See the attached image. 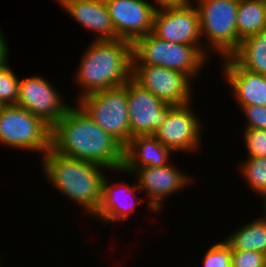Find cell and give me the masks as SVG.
<instances>
[{
  "label": "cell",
  "mask_w": 266,
  "mask_h": 267,
  "mask_svg": "<svg viewBox=\"0 0 266 267\" xmlns=\"http://www.w3.org/2000/svg\"><path fill=\"white\" fill-rule=\"evenodd\" d=\"M236 29L241 41L266 31V0H239Z\"/></svg>",
  "instance_id": "21"
},
{
  "label": "cell",
  "mask_w": 266,
  "mask_h": 267,
  "mask_svg": "<svg viewBox=\"0 0 266 267\" xmlns=\"http://www.w3.org/2000/svg\"><path fill=\"white\" fill-rule=\"evenodd\" d=\"M19 81L9 62L0 67V102L4 106L18 104Z\"/></svg>",
  "instance_id": "23"
},
{
  "label": "cell",
  "mask_w": 266,
  "mask_h": 267,
  "mask_svg": "<svg viewBox=\"0 0 266 267\" xmlns=\"http://www.w3.org/2000/svg\"><path fill=\"white\" fill-rule=\"evenodd\" d=\"M108 177L106 173L102 180L100 206L90 219L99 220V223L113 228L111 225L116 224L117 226L119 222L124 225L125 220L128 221L133 216L132 214L136 211L137 205H142V201L146 202V199L140 196L141 191L136 180H133L135 182L130 184L124 180H121V182H117V180L110 181L111 178Z\"/></svg>",
  "instance_id": "14"
},
{
  "label": "cell",
  "mask_w": 266,
  "mask_h": 267,
  "mask_svg": "<svg viewBox=\"0 0 266 267\" xmlns=\"http://www.w3.org/2000/svg\"><path fill=\"white\" fill-rule=\"evenodd\" d=\"M3 107H4V105L0 102V113H1V111L3 109Z\"/></svg>",
  "instance_id": "32"
},
{
  "label": "cell",
  "mask_w": 266,
  "mask_h": 267,
  "mask_svg": "<svg viewBox=\"0 0 266 267\" xmlns=\"http://www.w3.org/2000/svg\"><path fill=\"white\" fill-rule=\"evenodd\" d=\"M191 1L199 13L203 50L218 60L231 56L241 44L236 29L239 0Z\"/></svg>",
  "instance_id": "5"
},
{
  "label": "cell",
  "mask_w": 266,
  "mask_h": 267,
  "mask_svg": "<svg viewBox=\"0 0 266 267\" xmlns=\"http://www.w3.org/2000/svg\"><path fill=\"white\" fill-rule=\"evenodd\" d=\"M219 60L237 106H266V76L243 69L231 56Z\"/></svg>",
  "instance_id": "16"
},
{
  "label": "cell",
  "mask_w": 266,
  "mask_h": 267,
  "mask_svg": "<svg viewBox=\"0 0 266 267\" xmlns=\"http://www.w3.org/2000/svg\"><path fill=\"white\" fill-rule=\"evenodd\" d=\"M0 146L36 152L41 158L52 147V128L18 105L4 106L0 113Z\"/></svg>",
  "instance_id": "6"
},
{
  "label": "cell",
  "mask_w": 266,
  "mask_h": 267,
  "mask_svg": "<svg viewBox=\"0 0 266 267\" xmlns=\"http://www.w3.org/2000/svg\"><path fill=\"white\" fill-rule=\"evenodd\" d=\"M132 79L167 104L195 101V82L180 71L154 65L132 66Z\"/></svg>",
  "instance_id": "11"
},
{
  "label": "cell",
  "mask_w": 266,
  "mask_h": 267,
  "mask_svg": "<svg viewBox=\"0 0 266 267\" xmlns=\"http://www.w3.org/2000/svg\"><path fill=\"white\" fill-rule=\"evenodd\" d=\"M231 266L232 267H265L266 255L251 250H232L231 249Z\"/></svg>",
  "instance_id": "26"
},
{
  "label": "cell",
  "mask_w": 266,
  "mask_h": 267,
  "mask_svg": "<svg viewBox=\"0 0 266 267\" xmlns=\"http://www.w3.org/2000/svg\"><path fill=\"white\" fill-rule=\"evenodd\" d=\"M152 34L171 43L203 45L199 13L194 3L156 10Z\"/></svg>",
  "instance_id": "13"
},
{
  "label": "cell",
  "mask_w": 266,
  "mask_h": 267,
  "mask_svg": "<svg viewBox=\"0 0 266 267\" xmlns=\"http://www.w3.org/2000/svg\"><path fill=\"white\" fill-rule=\"evenodd\" d=\"M245 119L243 129L266 130V106H237Z\"/></svg>",
  "instance_id": "27"
},
{
  "label": "cell",
  "mask_w": 266,
  "mask_h": 267,
  "mask_svg": "<svg viewBox=\"0 0 266 267\" xmlns=\"http://www.w3.org/2000/svg\"><path fill=\"white\" fill-rule=\"evenodd\" d=\"M208 247L202 258V267H232L231 245L223 238Z\"/></svg>",
  "instance_id": "24"
},
{
  "label": "cell",
  "mask_w": 266,
  "mask_h": 267,
  "mask_svg": "<svg viewBox=\"0 0 266 267\" xmlns=\"http://www.w3.org/2000/svg\"><path fill=\"white\" fill-rule=\"evenodd\" d=\"M243 146L245 157H266V130L244 129Z\"/></svg>",
  "instance_id": "25"
},
{
  "label": "cell",
  "mask_w": 266,
  "mask_h": 267,
  "mask_svg": "<svg viewBox=\"0 0 266 267\" xmlns=\"http://www.w3.org/2000/svg\"><path fill=\"white\" fill-rule=\"evenodd\" d=\"M82 51L72 75V84L80 90L77 100L97 91L122 86L132 78V42L90 40Z\"/></svg>",
  "instance_id": "3"
},
{
  "label": "cell",
  "mask_w": 266,
  "mask_h": 267,
  "mask_svg": "<svg viewBox=\"0 0 266 267\" xmlns=\"http://www.w3.org/2000/svg\"><path fill=\"white\" fill-rule=\"evenodd\" d=\"M3 31L4 30H2V27H0V67L8 63L10 58V47Z\"/></svg>",
  "instance_id": "28"
},
{
  "label": "cell",
  "mask_w": 266,
  "mask_h": 267,
  "mask_svg": "<svg viewBox=\"0 0 266 267\" xmlns=\"http://www.w3.org/2000/svg\"><path fill=\"white\" fill-rule=\"evenodd\" d=\"M40 160V173L55 192L70 199L91 217L101 203L102 180L109 171L88 161L63 156L52 147ZM55 188V189H54Z\"/></svg>",
  "instance_id": "2"
},
{
  "label": "cell",
  "mask_w": 266,
  "mask_h": 267,
  "mask_svg": "<svg viewBox=\"0 0 266 267\" xmlns=\"http://www.w3.org/2000/svg\"><path fill=\"white\" fill-rule=\"evenodd\" d=\"M62 94L65 93L54 86L52 81L36 73L20 77L17 105L53 128L72 106Z\"/></svg>",
  "instance_id": "10"
},
{
  "label": "cell",
  "mask_w": 266,
  "mask_h": 267,
  "mask_svg": "<svg viewBox=\"0 0 266 267\" xmlns=\"http://www.w3.org/2000/svg\"><path fill=\"white\" fill-rule=\"evenodd\" d=\"M124 86L127 89L129 124L132 138L153 135L165 122L175 106L167 104L142 88L132 78Z\"/></svg>",
  "instance_id": "12"
},
{
  "label": "cell",
  "mask_w": 266,
  "mask_h": 267,
  "mask_svg": "<svg viewBox=\"0 0 266 267\" xmlns=\"http://www.w3.org/2000/svg\"><path fill=\"white\" fill-rule=\"evenodd\" d=\"M190 1L191 0H149V2L156 10L183 6L189 3Z\"/></svg>",
  "instance_id": "29"
},
{
  "label": "cell",
  "mask_w": 266,
  "mask_h": 267,
  "mask_svg": "<svg viewBox=\"0 0 266 267\" xmlns=\"http://www.w3.org/2000/svg\"><path fill=\"white\" fill-rule=\"evenodd\" d=\"M239 226L224 237L231 249L257 251L266 255V219L259 215Z\"/></svg>",
  "instance_id": "19"
},
{
  "label": "cell",
  "mask_w": 266,
  "mask_h": 267,
  "mask_svg": "<svg viewBox=\"0 0 266 267\" xmlns=\"http://www.w3.org/2000/svg\"><path fill=\"white\" fill-rule=\"evenodd\" d=\"M75 103L124 147L132 139L127 89L124 85L88 94Z\"/></svg>",
  "instance_id": "7"
},
{
  "label": "cell",
  "mask_w": 266,
  "mask_h": 267,
  "mask_svg": "<svg viewBox=\"0 0 266 267\" xmlns=\"http://www.w3.org/2000/svg\"><path fill=\"white\" fill-rule=\"evenodd\" d=\"M231 57L243 69L266 76V31L242 40Z\"/></svg>",
  "instance_id": "20"
},
{
  "label": "cell",
  "mask_w": 266,
  "mask_h": 267,
  "mask_svg": "<svg viewBox=\"0 0 266 267\" xmlns=\"http://www.w3.org/2000/svg\"><path fill=\"white\" fill-rule=\"evenodd\" d=\"M237 168L244 185L255 193L256 199L266 193V157H246Z\"/></svg>",
  "instance_id": "22"
},
{
  "label": "cell",
  "mask_w": 266,
  "mask_h": 267,
  "mask_svg": "<svg viewBox=\"0 0 266 267\" xmlns=\"http://www.w3.org/2000/svg\"><path fill=\"white\" fill-rule=\"evenodd\" d=\"M173 154L154 135L136 136L124 147L123 168L164 166Z\"/></svg>",
  "instance_id": "18"
},
{
  "label": "cell",
  "mask_w": 266,
  "mask_h": 267,
  "mask_svg": "<svg viewBox=\"0 0 266 267\" xmlns=\"http://www.w3.org/2000/svg\"><path fill=\"white\" fill-rule=\"evenodd\" d=\"M117 39L134 42L152 33L156 9L148 0H104Z\"/></svg>",
  "instance_id": "15"
},
{
  "label": "cell",
  "mask_w": 266,
  "mask_h": 267,
  "mask_svg": "<svg viewBox=\"0 0 266 267\" xmlns=\"http://www.w3.org/2000/svg\"><path fill=\"white\" fill-rule=\"evenodd\" d=\"M74 22L94 34L91 40H115L117 35L104 0H54Z\"/></svg>",
  "instance_id": "17"
},
{
  "label": "cell",
  "mask_w": 266,
  "mask_h": 267,
  "mask_svg": "<svg viewBox=\"0 0 266 267\" xmlns=\"http://www.w3.org/2000/svg\"><path fill=\"white\" fill-rule=\"evenodd\" d=\"M174 165L177 164H173L172 161L160 167L121 168L113 170V174L117 172V174L120 173L119 176L123 174V176L126 174L134 176L141 193L143 192L142 196L146 195L144 199L146 198L147 208L151 212L157 213L165 208L164 202L167 198L176 195L179 191H184L187 187L195 184L194 182L199 181L193 174H187L186 171L180 170Z\"/></svg>",
  "instance_id": "8"
},
{
  "label": "cell",
  "mask_w": 266,
  "mask_h": 267,
  "mask_svg": "<svg viewBox=\"0 0 266 267\" xmlns=\"http://www.w3.org/2000/svg\"><path fill=\"white\" fill-rule=\"evenodd\" d=\"M192 104L194 103L175 105L165 122L153 134L173 153L187 152L195 155L202 152L205 125Z\"/></svg>",
  "instance_id": "9"
},
{
  "label": "cell",
  "mask_w": 266,
  "mask_h": 267,
  "mask_svg": "<svg viewBox=\"0 0 266 267\" xmlns=\"http://www.w3.org/2000/svg\"><path fill=\"white\" fill-rule=\"evenodd\" d=\"M259 202H262V216L266 219V193H264L260 198H259Z\"/></svg>",
  "instance_id": "30"
},
{
  "label": "cell",
  "mask_w": 266,
  "mask_h": 267,
  "mask_svg": "<svg viewBox=\"0 0 266 267\" xmlns=\"http://www.w3.org/2000/svg\"><path fill=\"white\" fill-rule=\"evenodd\" d=\"M73 103L52 128V148L63 156L92 162L109 171L123 168L124 146Z\"/></svg>",
  "instance_id": "1"
},
{
  "label": "cell",
  "mask_w": 266,
  "mask_h": 267,
  "mask_svg": "<svg viewBox=\"0 0 266 267\" xmlns=\"http://www.w3.org/2000/svg\"><path fill=\"white\" fill-rule=\"evenodd\" d=\"M132 57V66H162L180 71L195 82L211 61V57L203 50V45L171 43L152 33L137 38L132 43Z\"/></svg>",
  "instance_id": "4"
},
{
  "label": "cell",
  "mask_w": 266,
  "mask_h": 267,
  "mask_svg": "<svg viewBox=\"0 0 266 267\" xmlns=\"http://www.w3.org/2000/svg\"><path fill=\"white\" fill-rule=\"evenodd\" d=\"M3 258L0 257V267H3ZM2 265V266H1Z\"/></svg>",
  "instance_id": "31"
}]
</instances>
